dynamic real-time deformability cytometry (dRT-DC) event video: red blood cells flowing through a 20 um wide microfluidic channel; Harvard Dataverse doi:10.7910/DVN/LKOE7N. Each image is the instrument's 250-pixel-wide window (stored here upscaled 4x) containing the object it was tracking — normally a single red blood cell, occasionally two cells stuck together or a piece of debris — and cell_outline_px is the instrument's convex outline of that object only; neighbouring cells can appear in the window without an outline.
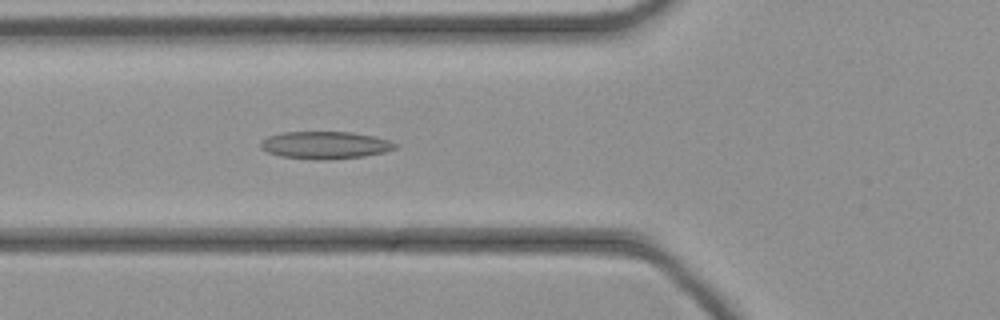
{"species": "common noctule bat (a hibernating species)", "species_latin": "Nyctalus noctula", "temperature_condition": "cold", "stored_images_in_passage": 35, "camera_frame_rate_fps": 3000, "um_per_image_px": 0.085, "animal": {"sex": "female", "body_mass_g": 21.9}, "frame": {"image": 1, "passage_image": 9, "time_ms": 2.667, "image_size_px": [1000, 320], "cell_outline_px": [[396, 148], [384, 152], [364, 156], [328, 160], [312, 160], [280, 156], [268, 152], [260, 148], [260, 140], [268, 136], [284, 132], [352, 132], [376, 136], [388, 140], [396, 144]], "centroid_in_image_um": [27.61, 12.34], "position_along_channel_um": 98.2, "area_um2": 21.68}}
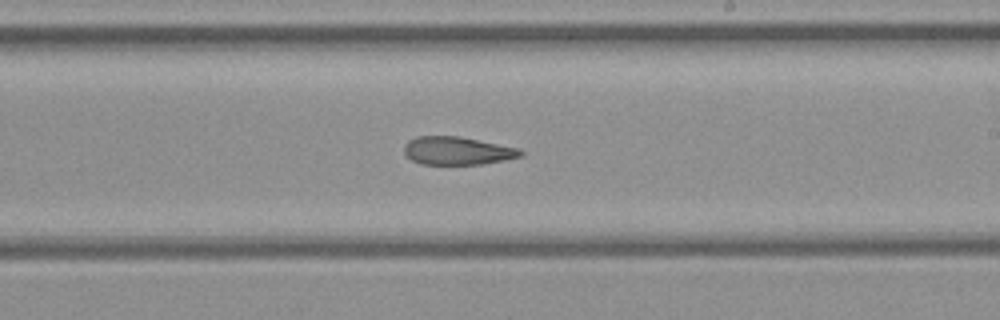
{"frame": {"image": 2, "passage_image": 19, "time_ms": 6.0, "image_size_px": [1000, 320], "cell_outline_px": [[524, 152], [520, 156], [504, 160], [480, 164], [420, 164], [412, 160], [404, 152], [404, 144], [408, 140], [416, 136], [460, 136], [520, 148]], "centroid_in_image_um": [38.86, 12.8], "position_along_channel_um": 250.1, "area_um2": 19.07}}
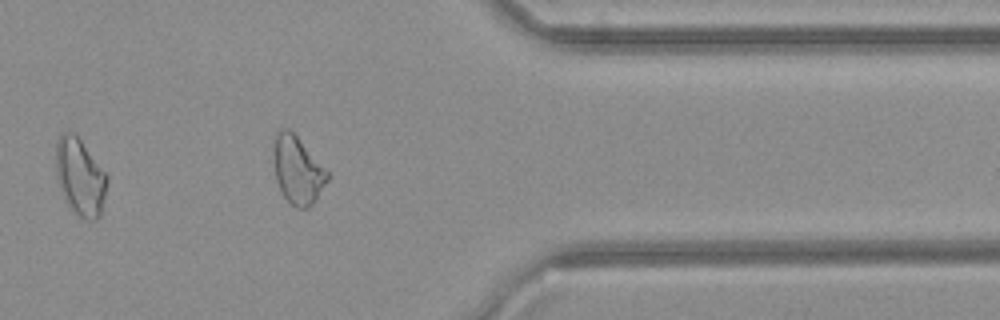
{"frame": {"image": 3, "passage_image": 29, "time_ms": 9.333, "image_size_px": [1000, 320], "cell_outline_px": [[108, 180], [100, 216], [96, 220], [88, 220], [72, 212], [64, 200], [56, 176], [56, 140], [60, 132], [72, 132], [80, 140], [108, 176]], "centroid_in_image_um": [6.78, 15.06], "position_along_channel_um": 404.6, "area_um2": 23.0}}